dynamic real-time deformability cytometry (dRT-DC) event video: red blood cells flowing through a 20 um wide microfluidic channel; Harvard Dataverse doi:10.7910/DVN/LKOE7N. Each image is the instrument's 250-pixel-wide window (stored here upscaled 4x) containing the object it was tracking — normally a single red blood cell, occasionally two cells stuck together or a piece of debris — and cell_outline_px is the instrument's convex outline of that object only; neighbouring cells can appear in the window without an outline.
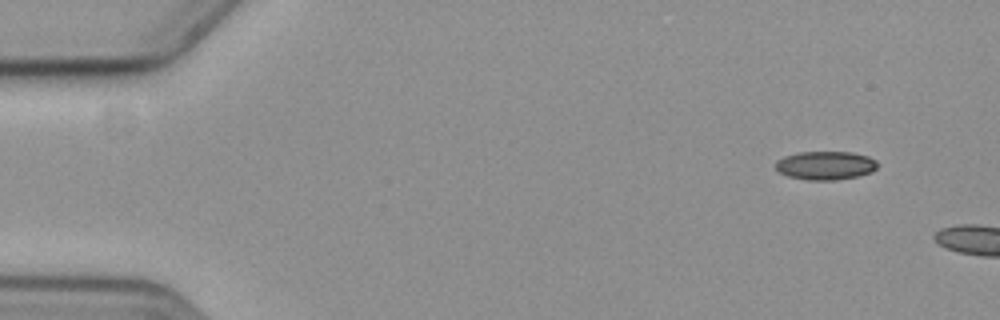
{"species": "common noctule bat (a hibernating species)", "species_latin": "Nyctalus noctula", "temperature_condition": "cold", "stored_images_in_passage": 5, "camera_frame_rate_fps": 3000, "um_per_image_px": 0.085, "animal": {"sex": "female", "body_mass_g": 19.3, "forearm_length_mm": 54.1}, "frame": {"image": 1, "passage_image": 1, "time_ms": 0.0, "image_size_px": [1000, 320], "cell_outline_px": [[876, 168], [872, 172], [856, 176], [832, 180], [808, 180], [788, 176], [780, 172], [776, 168], [776, 160], [784, 156], [800, 152], [852, 152], [868, 156], [876, 160]], "centroid_in_image_um": [70.16, 14.05], "position_along_channel_um": 14.8, "area_um2": 16.82}}